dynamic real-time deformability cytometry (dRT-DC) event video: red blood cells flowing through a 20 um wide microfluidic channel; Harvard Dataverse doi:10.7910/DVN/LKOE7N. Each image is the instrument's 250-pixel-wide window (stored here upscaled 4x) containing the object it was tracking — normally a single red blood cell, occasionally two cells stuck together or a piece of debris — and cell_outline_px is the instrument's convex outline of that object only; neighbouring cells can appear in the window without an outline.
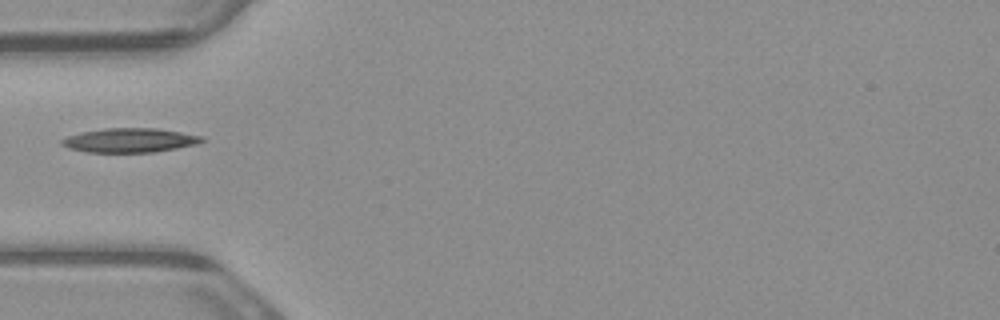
{"species": "common noctule bat (a hibernating species)", "species_latin": "Nyctalus noctula", "temperature_condition": "warm", "stored_images_in_passage": 1, "camera_frame_rate_fps": 3000, "um_per_image_px": 0.085, "animal": {"sex": "male", "body_mass_g": 23.1, "forearm_length_mm": 52.7}, "frame": {"image": 1, "passage_image": 1, "time_ms": 0.0, "image_size_px": [1000, 320], "cell_outline_px": [[204, 140], [200, 144], [152, 152], [84, 152], [68, 148], [60, 144], [60, 140], [68, 136], [84, 132], [104, 128], [156, 128], [204, 136]], "centroid_in_image_um": [11.04, 11.92], "position_along_channel_um": 74.0, "area_um2": 19.77}}